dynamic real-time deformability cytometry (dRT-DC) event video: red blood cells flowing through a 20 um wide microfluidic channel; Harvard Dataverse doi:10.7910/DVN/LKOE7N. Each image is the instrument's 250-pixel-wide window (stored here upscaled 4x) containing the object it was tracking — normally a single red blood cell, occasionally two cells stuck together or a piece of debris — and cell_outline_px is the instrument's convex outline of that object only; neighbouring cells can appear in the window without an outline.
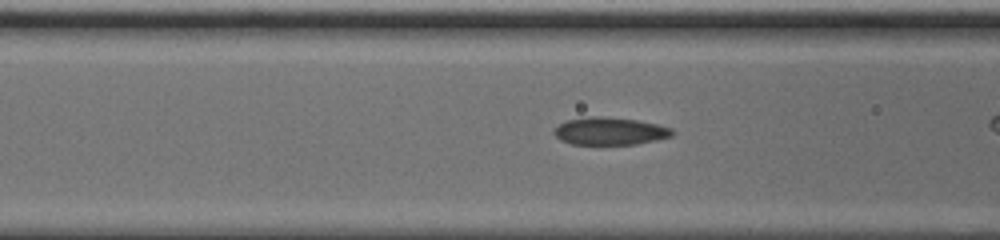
{"species": "common noctule bat (a hibernating species)", "species_latin": "Nyctalus noctula", "temperature_condition": "cold", "stored_images_in_passage": 31, "camera_frame_rate_fps": 3000, "um_per_image_px": 0.085, "animal": {"sex": "male", "body_mass_g": 20.0, "forearm_length_mm": 53.3}, "frame": {"image": 1, "passage_image": 10, "time_ms": 3.0, "image_size_px": [1000, 240], "cell_outline_px": [[676, 132], [672, 136], [656, 140], [636, 144], [572, 144], [560, 140], [552, 132], [560, 124], [568, 120], [592, 116], [600, 116], [636, 120], [656, 124], [672, 128]], "centroid_in_image_um": [51.86, 11.15], "position_along_channel_um": 114.7, "area_um2": 18.84}}
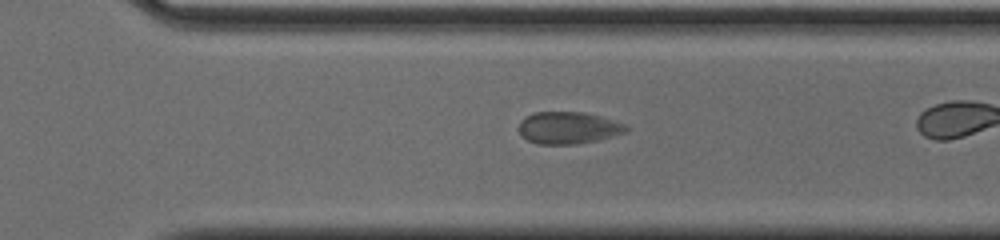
{"frame": {"image": 2, "passage_image": 27, "time_ms": 8.667, "image_size_px": [1000, 240], "cell_outline_px": [[628, 132], [596, 140], [576, 144], [536, 144], [528, 140], [520, 132], [520, 120], [524, 116], [536, 112], [584, 112], [600, 116], [624, 124], [628, 128]], "centroid_in_image_um": [48.3, 10.86], "position_along_channel_um": 322.3, "area_um2": 19.88}}